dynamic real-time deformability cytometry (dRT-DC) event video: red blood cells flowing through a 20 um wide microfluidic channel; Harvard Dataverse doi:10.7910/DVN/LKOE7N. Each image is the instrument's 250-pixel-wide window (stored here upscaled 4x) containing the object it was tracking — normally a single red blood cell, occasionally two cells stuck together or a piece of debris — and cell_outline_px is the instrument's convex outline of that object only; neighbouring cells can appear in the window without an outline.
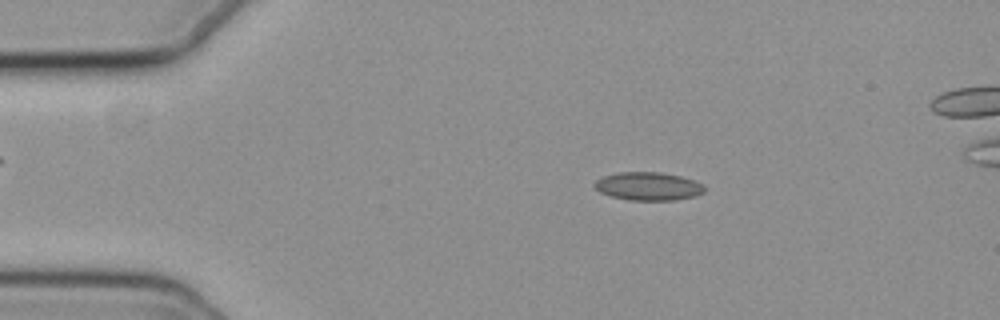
{"species": "common noctule bat (a hibernating species)", "species_latin": "Nyctalus noctula", "temperature_condition": "cold", "stored_images_in_passage": 54, "camera_frame_rate_fps": 3000, "um_per_image_px": 0.085, "animal": {"sex": "female", "body_mass_g": 19.3, "forearm_length_mm": 54.1}, "frame": {"image": 1, "passage_image": 10, "time_ms": 3.0, "image_size_px": [1000, 320], "cell_outline_px": [[708, 188], [704, 192], [696, 196], [676, 200], [628, 200], [612, 196], [600, 192], [592, 184], [596, 180], [604, 176], [616, 172], [660, 172], [680, 176], [696, 180], [704, 184]], "centroid_in_image_um": [55.15, 15.83], "position_along_channel_um": 29.8, "area_um2": 18.32}}
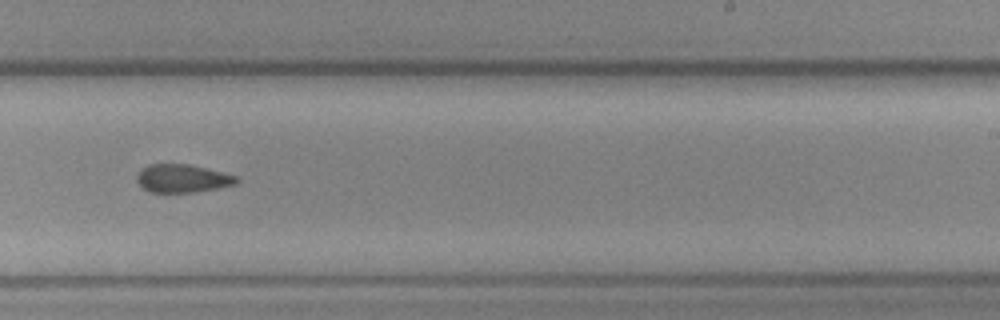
{"frame": {"image": 2, "passage_image": 34, "time_ms": 11.0, "image_size_px": [1000, 320], "cell_outline_px": [[240, 180], [236, 184], [216, 188], [192, 192], [152, 192], [144, 188], [136, 180], [136, 176], [148, 164], [188, 164], [236, 176]], "centroid_in_image_um": [15.5, 15.16], "position_along_channel_um": 273.5, "area_um2": 15.95}}
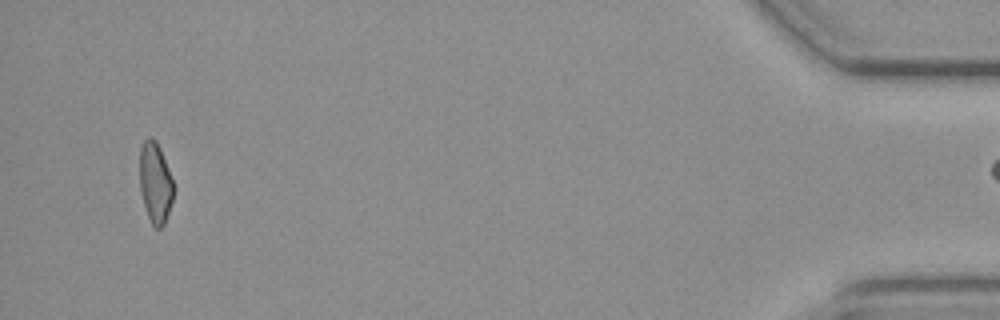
{"frame": {"image": 3, "passage_image": 53, "time_ms": 17.333, "image_size_px": [1000, 320], "cell_outline_px": [[172, 200], [164, 224], [160, 228], [156, 228], [152, 224], [148, 216], [140, 192], [140, 148], [144, 140], [148, 136], [156, 140], [160, 148], [168, 168], [172, 180]], "centroid_in_image_um": [13.17, 15.5], "position_along_channel_um": 422.0, "area_um2": 15.61}}